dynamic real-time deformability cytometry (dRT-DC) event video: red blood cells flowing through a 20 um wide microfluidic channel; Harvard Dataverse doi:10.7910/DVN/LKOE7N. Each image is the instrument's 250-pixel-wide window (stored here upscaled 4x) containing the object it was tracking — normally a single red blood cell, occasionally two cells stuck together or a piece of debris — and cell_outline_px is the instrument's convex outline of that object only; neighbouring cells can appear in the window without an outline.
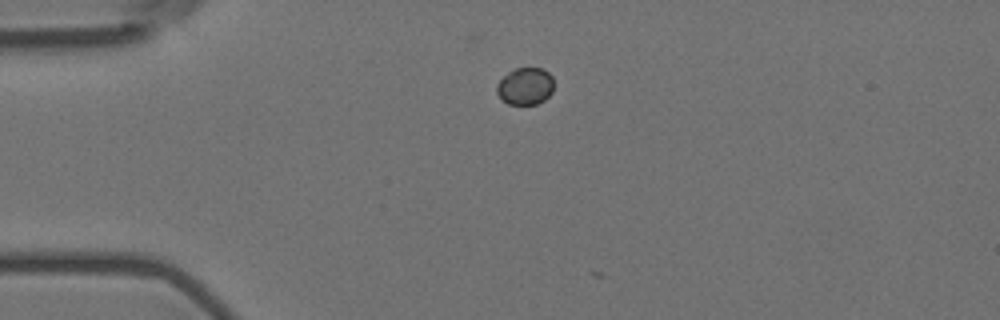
{"species": "Egyptian fruit bat (a non-hibernating species)", "species_latin": "Rousettus aegyptiacus", "temperature_condition": "room temperature", "stored_images_in_passage": 3, "camera_frame_rate_fps": 3000, "um_per_image_px": 0.085, "animal": {"sex": "female"}, "frame": {"image": 1, "passage_image": 2, "time_ms": 0.333, "image_size_px": [1000, 320], "cell_outline_px": [[552, 92], [544, 100], [536, 104], [508, 104], [496, 92], [496, 84], [508, 72], [516, 68], [540, 68], [548, 72], [552, 76]], "centroid_in_image_um": [44.64, 7.32], "position_along_channel_um": 40.4, "area_um2": 12.2}}